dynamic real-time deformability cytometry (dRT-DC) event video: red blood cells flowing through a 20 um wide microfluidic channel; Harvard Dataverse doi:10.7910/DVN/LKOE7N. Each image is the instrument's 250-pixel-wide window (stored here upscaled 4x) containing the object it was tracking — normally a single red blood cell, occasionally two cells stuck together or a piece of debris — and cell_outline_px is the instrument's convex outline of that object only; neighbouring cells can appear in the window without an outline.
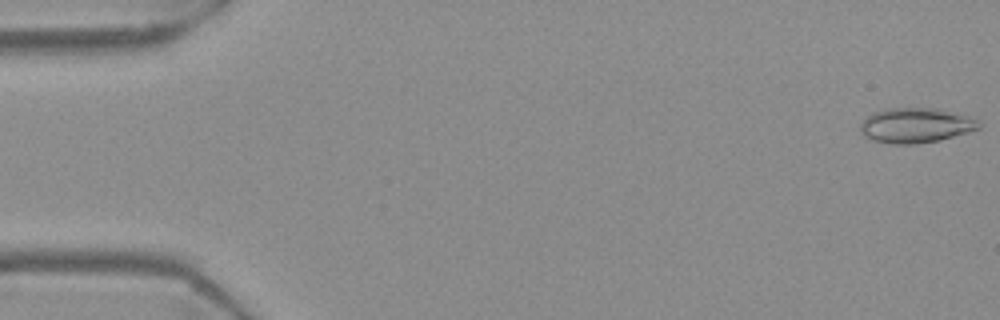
{"species": "Egyptian fruit bat (a non-hibernating species)", "species_latin": "Rousettus aegyptiacus", "temperature_condition": "warm", "stored_images_in_passage": 55, "camera_frame_rate_fps": 3000, "um_per_image_px": 0.085, "frame": {"image": 1, "passage_image": 1, "time_ms": 0.0, "image_size_px": [1000, 320], "cell_outline_px": [[980, 128], [968, 132], [940, 140], [916, 144], [888, 144], [872, 140], [864, 136], [860, 132], [860, 124], [872, 112], [888, 108], [936, 108], [980, 120]], "centroid_in_image_um": [77.8, 10.67], "position_along_channel_um": 7.2, "area_um2": 24.16}}
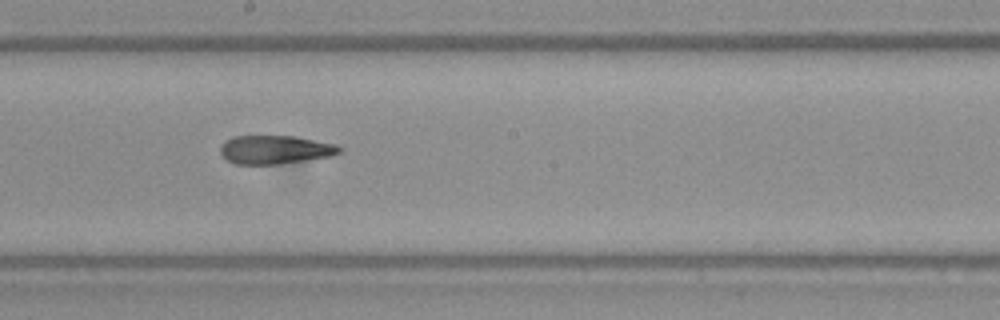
{"frame": {"image": 2, "passage_image": 30, "time_ms": 9.667, "image_size_px": [1000, 320], "cell_outline_px": [[344, 148], [340, 152], [328, 156], [280, 164], [236, 164], [228, 160], [220, 152], [220, 148], [224, 140], [232, 136], [296, 136], [336, 144]], "centroid_in_image_um": [23.37, 12.71], "position_along_channel_um": 224.8, "area_um2": 19.77}}
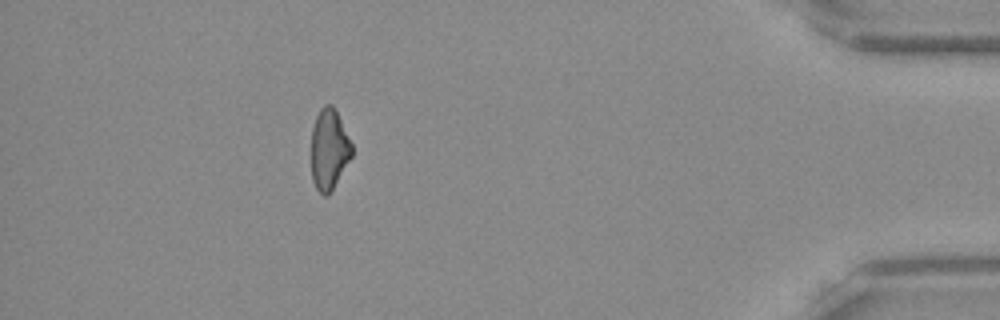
{"frame": {"image": 3, "passage_image": 49, "time_ms": 16.0, "image_size_px": [1000, 320], "cell_outline_px": [[352, 156], [328, 196], [324, 196], [316, 188], [312, 180], [312, 128], [316, 116], [320, 108], [324, 104], [332, 104], [336, 108], [352, 144]], "centroid_in_image_um": [27.98, 12.66], "position_along_channel_um": 407.2, "area_um2": 19.13}, "authors_computed_cell_mechanics": {"area_um2": 20.4612, "velocity_mm_per_s": 3.7308, "shape_relaxation_time_tau1_ms": null, "shape_relaxation_time_tau2_ms": 7.277, "deformation_change_tau1": null, "deformation_change_tau2": 0.1753}}